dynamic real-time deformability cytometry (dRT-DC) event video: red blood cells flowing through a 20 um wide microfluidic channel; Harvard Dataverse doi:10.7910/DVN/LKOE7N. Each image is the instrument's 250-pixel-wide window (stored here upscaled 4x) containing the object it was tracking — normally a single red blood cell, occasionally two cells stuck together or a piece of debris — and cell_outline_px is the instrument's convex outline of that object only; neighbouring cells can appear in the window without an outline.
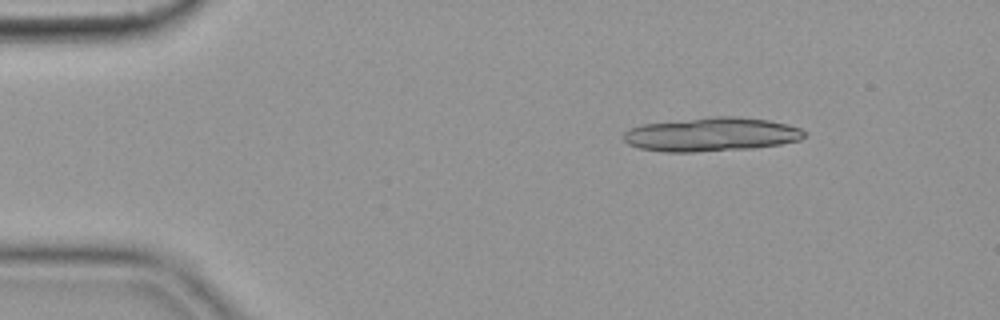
{"species": "common noctule bat (a hibernating species)", "species_latin": "Nyctalus noctula", "temperature_condition": "cold", "stored_images_in_passage": 16, "segment_of_instrument_passage": [1, 2], "camera_frame_rate_fps": 3000, "um_per_image_px": 0.085, "animal": {"sex": "female", "body_mass_g": 19.9}, "frame": {"image": 1, "passage_image": 5, "time_ms": 1.333, "image_size_px": [1000, 320], "cell_outline_px": [[804, 136], [796, 140], [776, 144], [684, 152], [676, 152], [644, 148], [632, 144], [624, 140], [624, 136], [632, 128], [648, 124], [696, 120], [764, 120], [784, 124], [800, 128], [804, 132]], "centroid_in_image_um": [60.44, 11.46], "position_along_channel_um": 24.6, "area_um2": 31.79}}